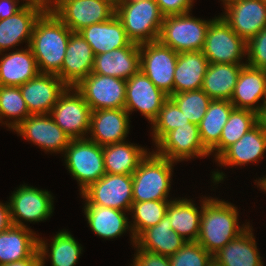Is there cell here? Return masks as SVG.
<instances>
[{
  "mask_svg": "<svg viewBox=\"0 0 266 266\" xmlns=\"http://www.w3.org/2000/svg\"><path fill=\"white\" fill-rule=\"evenodd\" d=\"M186 242L172 229L170 220L165 215L157 225L143 230L135 238L134 247L170 257L180 250Z\"/></svg>",
  "mask_w": 266,
  "mask_h": 266,
  "instance_id": "29",
  "label": "cell"
},
{
  "mask_svg": "<svg viewBox=\"0 0 266 266\" xmlns=\"http://www.w3.org/2000/svg\"><path fill=\"white\" fill-rule=\"evenodd\" d=\"M52 239L48 244L46 240L38 238V251L42 266L47 257L51 260V266H75L83 251L79 242L65 229L55 234Z\"/></svg>",
  "mask_w": 266,
  "mask_h": 266,
  "instance_id": "34",
  "label": "cell"
},
{
  "mask_svg": "<svg viewBox=\"0 0 266 266\" xmlns=\"http://www.w3.org/2000/svg\"><path fill=\"white\" fill-rule=\"evenodd\" d=\"M256 125L255 112L234 108L224 125L219 143L210 151V155L213 153L214 160H216L229 146L237 142Z\"/></svg>",
  "mask_w": 266,
  "mask_h": 266,
  "instance_id": "37",
  "label": "cell"
},
{
  "mask_svg": "<svg viewBox=\"0 0 266 266\" xmlns=\"http://www.w3.org/2000/svg\"><path fill=\"white\" fill-rule=\"evenodd\" d=\"M221 14L230 28L246 42L266 27V3L263 0H237Z\"/></svg>",
  "mask_w": 266,
  "mask_h": 266,
  "instance_id": "17",
  "label": "cell"
},
{
  "mask_svg": "<svg viewBox=\"0 0 266 266\" xmlns=\"http://www.w3.org/2000/svg\"><path fill=\"white\" fill-rule=\"evenodd\" d=\"M209 64L202 51L178 53L174 71V94L201 89Z\"/></svg>",
  "mask_w": 266,
  "mask_h": 266,
  "instance_id": "30",
  "label": "cell"
},
{
  "mask_svg": "<svg viewBox=\"0 0 266 266\" xmlns=\"http://www.w3.org/2000/svg\"><path fill=\"white\" fill-rule=\"evenodd\" d=\"M132 187V175L106 173L80 195L85 200L84 205H99L127 213L133 203Z\"/></svg>",
  "mask_w": 266,
  "mask_h": 266,
  "instance_id": "10",
  "label": "cell"
},
{
  "mask_svg": "<svg viewBox=\"0 0 266 266\" xmlns=\"http://www.w3.org/2000/svg\"><path fill=\"white\" fill-rule=\"evenodd\" d=\"M178 53L159 41L140 45V70L168 96L174 94Z\"/></svg>",
  "mask_w": 266,
  "mask_h": 266,
  "instance_id": "11",
  "label": "cell"
},
{
  "mask_svg": "<svg viewBox=\"0 0 266 266\" xmlns=\"http://www.w3.org/2000/svg\"><path fill=\"white\" fill-rule=\"evenodd\" d=\"M170 200H152L133 202L130 212L133 223L130 224L132 234L136 238L143 230L157 225L167 213Z\"/></svg>",
  "mask_w": 266,
  "mask_h": 266,
  "instance_id": "39",
  "label": "cell"
},
{
  "mask_svg": "<svg viewBox=\"0 0 266 266\" xmlns=\"http://www.w3.org/2000/svg\"><path fill=\"white\" fill-rule=\"evenodd\" d=\"M164 16L185 14L191 11L194 0H155Z\"/></svg>",
  "mask_w": 266,
  "mask_h": 266,
  "instance_id": "45",
  "label": "cell"
},
{
  "mask_svg": "<svg viewBox=\"0 0 266 266\" xmlns=\"http://www.w3.org/2000/svg\"><path fill=\"white\" fill-rule=\"evenodd\" d=\"M234 108L229 100L210 101L198 125L201 141L209 152L219 143L224 125Z\"/></svg>",
  "mask_w": 266,
  "mask_h": 266,
  "instance_id": "36",
  "label": "cell"
},
{
  "mask_svg": "<svg viewBox=\"0 0 266 266\" xmlns=\"http://www.w3.org/2000/svg\"><path fill=\"white\" fill-rule=\"evenodd\" d=\"M13 131L50 153L63 154L72 140L50 114L29 115Z\"/></svg>",
  "mask_w": 266,
  "mask_h": 266,
  "instance_id": "15",
  "label": "cell"
},
{
  "mask_svg": "<svg viewBox=\"0 0 266 266\" xmlns=\"http://www.w3.org/2000/svg\"><path fill=\"white\" fill-rule=\"evenodd\" d=\"M25 4H31L41 7L44 11H52L56 0H23Z\"/></svg>",
  "mask_w": 266,
  "mask_h": 266,
  "instance_id": "50",
  "label": "cell"
},
{
  "mask_svg": "<svg viewBox=\"0 0 266 266\" xmlns=\"http://www.w3.org/2000/svg\"><path fill=\"white\" fill-rule=\"evenodd\" d=\"M257 186L266 193V176L265 177H261L260 179H258L257 182Z\"/></svg>",
  "mask_w": 266,
  "mask_h": 266,
  "instance_id": "51",
  "label": "cell"
},
{
  "mask_svg": "<svg viewBox=\"0 0 266 266\" xmlns=\"http://www.w3.org/2000/svg\"><path fill=\"white\" fill-rule=\"evenodd\" d=\"M61 70L56 74L68 87H75L93 70L95 55L79 32H72Z\"/></svg>",
  "mask_w": 266,
  "mask_h": 266,
  "instance_id": "20",
  "label": "cell"
},
{
  "mask_svg": "<svg viewBox=\"0 0 266 266\" xmlns=\"http://www.w3.org/2000/svg\"><path fill=\"white\" fill-rule=\"evenodd\" d=\"M68 86L55 74L39 73L19 86L31 115L50 114Z\"/></svg>",
  "mask_w": 266,
  "mask_h": 266,
  "instance_id": "18",
  "label": "cell"
},
{
  "mask_svg": "<svg viewBox=\"0 0 266 266\" xmlns=\"http://www.w3.org/2000/svg\"><path fill=\"white\" fill-rule=\"evenodd\" d=\"M155 148L158 155L176 163L210 155L201 141L198 125L190 122L168 132Z\"/></svg>",
  "mask_w": 266,
  "mask_h": 266,
  "instance_id": "14",
  "label": "cell"
},
{
  "mask_svg": "<svg viewBox=\"0 0 266 266\" xmlns=\"http://www.w3.org/2000/svg\"><path fill=\"white\" fill-rule=\"evenodd\" d=\"M245 64L210 63L205 73L202 90L212 100L232 97L241 69Z\"/></svg>",
  "mask_w": 266,
  "mask_h": 266,
  "instance_id": "33",
  "label": "cell"
},
{
  "mask_svg": "<svg viewBox=\"0 0 266 266\" xmlns=\"http://www.w3.org/2000/svg\"><path fill=\"white\" fill-rule=\"evenodd\" d=\"M266 152V134L256 125L237 142L229 146L217 159L219 166H243L258 163Z\"/></svg>",
  "mask_w": 266,
  "mask_h": 266,
  "instance_id": "24",
  "label": "cell"
},
{
  "mask_svg": "<svg viewBox=\"0 0 266 266\" xmlns=\"http://www.w3.org/2000/svg\"><path fill=\"white\" fill-rule=\"evenodd\" d=\"M220 1H222L223 5L225 6V5H228V4H230V3L234 2V1H237V0H220Z\"/></svg>",
  "mask_w": 266,
  "mask_h": 266,
  "instance_id": "52",
  "label": "cell"
},
{
  "mask_svg": "<svg viewBox=\"0 0 266 266\" xmlns=\"http://www.w3.org/2000/svg\"><path fill=\"white\" fill-rule=\"evenodd\" d=\"M140 70V45L129 46L95 55L92 73L128 80Z\"/></svg>",
  "mask_w": 266,
  "mask_h": 266,
  "instance_id": "23",
  "label": "cell"
},
{
  "mask_svg": "<svg viewBox=\"0 0 266 266\" xmlns=\"http://www.w3.org/2000/svg\"><path fill=\"white\" fill-rule=\"evenodd\" d=\"M52 11L72 32H79L112 18L116 0H56Z\"/></svg>",
  "mask_w": 266,
  "mask_h": 266,
  "instance_id": "7",
  "label": "cell"
},
{
  "mask_svg": "<svg viewBox=\"0 0 266 266\" xmlns=\"http://www.w3.org/2000/svg\"><path fill=\"white\" fill-rule=\"evenodd\" d=\"M200 201L201 208L196 207L192 199L187 198H176L168 204L166 216L170 220V225L187 242L197 241L199 236L203 199Z\"/></svg>",
  "mask_w": 266,
  "mask_h": 266,
  "instance_id": "32",
  "label": "cell"
},
{
  "mask_svg": "<svg viewBox=\"0 0 266 266\" xmlns=\"http://www.w3.org/2000/svg\"><path fill=\"white\" fill-rule=\"evenodd\" d=\"M171 266H208L212 255L197 241H188L174 255L169 257Z\"/></svg>",
  "mask_w": 266,
  "mask_h": 266,
  "instance_id": "42",
  "label": "cell"
},
{
  "mask_svg": "<svg viewBox=\"0 0 266 266\" xmlns=\"http://www.w3.org/2000/svg\"><path fill=\"white\" fill-rule=\"evenodd\" d=\"M212 20L185 14L165 16L158 41L177 53L202 51L207 30Z\"/></svg>",
  "mask_w": 266,
  "mask_h": 266,
  "instance_id": "5",
  "label": "cell"
},
{
  "mask_svg": "<svg viewBox=\"0 0 266 266\" xmlns=\"http://www.w3.org/2000/svg\"><path fill=\"white\" fill-rule=\"evenodd\" d=\"M208 266H220V265H218L214 261H212Z\"/></svg>",
  "mask_w": 266,
  "mask_h": 266,
  "instance_id": "53",
  "label": "cell"
},
{
  "mask_svg": "<svg viewBox=\"0 0 266 266\" xmlns=\"http://www.w3.org/2000/svg\"><path fill=\"white\" fill-rule=\"evenodd\" d=\"M0 55V86L19 87L40 73L29 46Z\"/></svg>",
  "mask_w": 266,
  "mask_h": 266,
  "instance_id": "28",
  "label": "cell"
},
{
  "mask_svg": "<svg viewBox=\"0 0 266 266\" xmlns=\"http://www.w3.org/2000/svg\"><path fill=\"white\" fill-rule=\"evenodd\" d=\"M37 236L30 228L14 225L0 232V265L29 258L38 249Z\"/></svg>",
  "mask_w": 266,
  "mask_h": 266,
  "instance_id": "31",
  "label": "cell"
},
{
  "mask_svg": "<svg viewBox=\"0 0 266 266\" xmlns=\"http://www.w3.org/2000/svg\"><path fill=\"white\" fill-rule=\"evenodd\" d=\"M264 74H265V81H266V67L263 68Z\"/></svg>",
  "mask_w": 266,
  "mask_h": 266,
  "instance_id": "54",
  "label": "cell"
},
{
  "mask_svg": "<svg viewBox=\"0 0 266 266\" xmlns=\"http://www.w3.org/2000/svg\"><path fill=\"white\" fill-rule=\"evenodd\" d=\"M83 210L89 227L97 236L106 240L114 239L128 230L131 233V243H133V246L135 245V237L130 226L131 222L125 211L99 205H84Z\"/></svg>",
  "mask_w": 266,
  "mask_h": 266,
  "instance_id": "26",
  "label": "cell"
},
{
  "mask_svg": "<svg viewBox=\"0 0 266 266\" xmlns=\"http://www.w3.org/2000/svg\"><path fill=\"white\" fill-rule=\"evenodd\" d=\"M257 126L266 134V102L256 112Z\"/></svg>",
  "mask_w": 266,
  "mask_h": 266,
  "instance_id": "49",
  "label": "cell"
},
{
  "mask_svg": "<svg viewBox=\"0 0 266 266\" xmlns=\"http://www.w3.org/2000/svg\"><path fill=\"white\" fill-rule=\"evenodd\" d=\"M252 232L249 225L238 237L212 255L213 261L220 266H263Z\"/></svg>",
  "mask_w": 266,
  "mask_h": 266,
  "instance_id": "27",
  "label": "cell"
},
{
  "mask_svg": "<svg viewBox=\"0 0 266 266\" xmlns=\"http://www.w3.org/2000/svg\"><path fill=\"white\" fill-rule=\"evenodd\" d=\"M247 42L239 37L219 15L207 30L203 54L209 63L246 64Z\"/></svg>",
  "mask_w": 266,
  "mask_h": 266,
  "instance_id": "8",
  "label": "cell"
},
{
  "mask_svg": "<svg viewBox=\"0 0 266 266\" xmlns=\"http://www.w3.org/2000/svg\"><path fill=\"white\" fill-rule=\"evenodd\" d=\"M168 98L141 70L126 80L124 109L128 114L135 110L140 111L151 124Z\"/></svg>",
  "mask_w": 266,
  "mask_h": 266,
  "instance_id": "16",
  "label": "cell"
},
{
  "mask_svg": "<svg viewBox=\"0 0 266 266\" xmlns=\"http://www.w3.org/2000/svg\"><path fill=\"white\" fill-rule=\"evenodd\" d=\"M131 266H171L169 256L160 255L140 248H135Z\"/></svg>",
  "mask_w": 266,
  "mask_h": 266,
  "instance_id": "44",
  "label": "cell"
},
{
  "mask_svg": "<svg viewBox=\"0 0 266 266\" xmlns=\"http://www.w3.org/2000/svg\"><path fill=\"white\" fill-rule=\"evenodd\" d=\"M79 33L91 46L94 55L126 47L132 43L116 14L107 21L83 28Z\"/></svg>",
  "mask_w": 266,
  "mask_h": 266,
  "instance_id": "25",
  "label": "cell"
},
{
  "mask_svg": "<svg viewBox=\"0 0 266 266\" xmlns=\"http://www.w3.org/2000/svg\"><path fill=\"white\" fill-rule=\"evenodd\" d=\"M169 98L183 112L190 123L199 125L212 100L202 89L172 94Z\"/></svg>",
  "mask_w": 266,
  "mask_h": 266,
  "instance_id": "40",
  "label": "cell"
},
{
  "mask_svg": "<svg viewBox=\"0 0 266 266\" xmlns=\"http://www.w3.org/2000/svg\"><path fill=\"white\" fill-rule=\"evenodd\" d=\"M261 99L262 104L259 102ZM230 102L237 109H247L256 113L266 102L263 69L245 64L239 73Z\"/></svg>",
  "mask_w": 266,
  "mask_h": 266,
  "instance_id": "22",
  "label": "cell"
},
{
  "mask_svg": "<svg viewBox=\"0 0 266 266\" xmlns=\"http://www.w3.org/2000/svg\"><path fill=\"white\" fill-rule=\"evenodd\" d=\"M238 208L222 199L203 198L200 231L197 242L211 255L222 249L249 227L239 226Z\"/></svg>",
  "mask_w": 266,
  "mask_h": 266,
  "instance_id": "2",
  "label": "cell"
},
{
  "mask_svg": "<svg viewBox=\"0 0 266 266\" xmlns=\"http://www.w3.org/2000/svg\"><path fill=\"white\" fill-rule=\"evenodd\" d=\"M9 202H0V232L7 230L12 226Z\"/></svg>",
  "mask_w": 266,
  "mask_h": 266,
  "instance_id": "48",
  "label": "cell"
},
{
  "mask_svg": "<svg viewBox=\"0 0 266 266\" xmlns=\"http://www.w3.org/2000/svg\"><path fill=\"white\" fill-rule=\"evenodd\" d=\"M91 112V108L75 87H67L59 96L50 115L71 139H84L89 137Z\"/></svg>",
  "mask_w": 266,
  "mask_h": 266,
  "instance_id": "9",
  "label": "cell"
},
{
  "mask_svg": "<svg viewBox=\"0 0 266 266\" xmlns=\"http://www.w3.org/2000/svg\"><path fill=\"white\" fill-rule=\"evenodd\" d=\"M246 64L263 69L266 67V27L247 41Z\"/></svg>",
  "mask_w": 266,
  "mask_h": 266,
  "instance_id": "43",
  "label": "cell"
},
{
  "mask_svg": "<svg viewBox=\"0 0 266 266\" xmlns=\"http://www.w3.org/2000/svg\"><path fill=\"white\" fill-rule=\"evenodd\" d=\"M116 15L132 43L158 41L165 16L155 0H116Z\"/></svg>",
  "mask_w": 266,
  "mask_h": 266,
  "instance_id": "3",
  "label": "cell"
},
{
  "mask_svg": "<svg viewBox=\"0 0 266 266\" xmlns=\"http://www.w3.org/2000/svg\"><path fill=\"white\" fill-rule=\"evenodd\" d=\"M66 168L80 186V194L106 174L103 146L87 138L72 139L63 153Z\"/></svg>",
  "mask_w": 266,
  "mask_h": 266,
  "instance_id": "6",
  "label": "cell"
},
{
  "mask_svg": "<svg viewBox=\"0 0 266 266\" xmlns=\"http://www.w3.org/2000/svg\"><path fill=\"white\" fill-rule=\"evenodd\" d=\"M174 163L149 151L132 174L133 202L168 200Z\"/></svg>",
  "mask_w": 266,
  "mask_h": 266,
  "instance_id": "4",
  "label": "cell"
},
{
  "mask_svg": "<svg viewBox=\"0 0 266 266\" xmlns=\"http://www.w3.org/2000/svg\"><path fill=\"white\" fill-rule=\"evenodd\" d=\"M20 0H0V20L6 19L20 11L25 3L19 5Z\"/></svg>",
  "mask_w": 266,
  "mask_h": 266,
  "instance_id": "46",
  "label": "cell"
},
{
  "mask_svg": "<svg viewBox=\"0 0 266 266\" xmlns=\"http://www.w3.org/2000/svg\"><path fill=\"white\" fill-rule=\"evenodd\" d=\"M189 123L178 106L168 98L152 122V139L155 145L170 131Z\"/></svg>",
  "mask_w": 266,
  "mask_h": 266,
  "instance_id": "41",
  "label": "cell"
},
{
  "mask_svg": "<svg viewBox=\"0 0 266 266\" xmlns=\"http://www.w3.org/2000/svg\"><path fill=\"white\" fill-rule=\"evenodd\" d=\"M71 33L53 11H44L36 20L29 47L40 73L56 75L61 70Z\"/></svg>",
  "mask_w": 266,
  "mask_h": 266,
  "instance_id": "1",
  "label": "cell"
},
{
  "mask_svg": "<svg viewBox=\"0 0 266 266\" xmlns=\"http://www.w3.org/2000/svg\"><path fill=\"white\" fill-rule=\"evenodd\" d=\"M129 116L124 108L92 111L87 139L100 146L124 142L130 129Z\"/></svg>",
  "mask_w": 266,
  "mask_h": 266,
  "instance_id": "19",
  "label": "cell"
},
{
  "mask_svg": "<svg viewBox=\"0 0 266 266\" xmlns=\"http://www.w3.org/2000/svg\"><path fill=\"white\" fill-rule=\"evenodd\" d=\"M29 115V110L17 86H0V123L14 130ZM7 118L8 121H2ZM9 120H11L9 122Z\"/></svg>",
  "mask_w": 266,
  "mask_h": 266,
  "instance_id": "38",
  "label": "cell"
},
{
  "mask_svg": "<svg viewBox=\"0 0 266 266\" xmlns=\"http://www.w3.org/2000/svg\"><path fill=\"white\" fill-rule=\"evenodd\" d=\"M0 266H42V260L38 249L29 257Z\"/></svg>",
  "mask_w": 266,
  "mask_h": 266,
  "instance_id": "47",
  "label": "cell"
},
{
  "mask_svg": "<svg viewBox=\"0 0 266 266\" xmlns=\"http://www.w3.org/2000/svg\"><path fill=\"white\" fill-rule=\"evenodd\" d=\"M75 89L83 96L91 111L125 108V79L91 72Z\"/></svg>",
  "mask_w": 266,
  "mask_h": 266,
  "instance_id": "12",
  "label": "cell"
},
{
  "mask_svg": "<svg viewBox=\"0 0 266 266\" xmlns=\"http://www.w3.org/2000/svg\"><path fill=\"white\" fill-rule=\"evenodd\" d=\"M44 10L36 5L25 6L14 15L0 20V53L27 42L30 44L36 20Z\"/></svg>",
  "mask_w": 266,
  "mask_h": 266,
  "instance_id": "21",
  "label": "cell"
},
{
  "mask_svg": "<svg viewBox=\"0 0 266 266\" xmlns=\"http://www.w3.org/2000/svg\"><path fill=\"white\" fill-rule=\"evenodd\" d=\"M148 151L127 141L103 146L105 171L108 174L132 175Z\"/></svg>",
  "mask_w": 266,
  "mask_h": 266,
  "instance_id": "35",
  "label": "cell"
},
{
  "mask_svg": "<svg viewBox=\"0 0 266 266\" xmlns=\"http://www.w3.org/2000/svg\"><path fill=\"white\" fill-rule=\"evenodd\" d=\"M9 199L11 221L14 226L29 228L24 222L45 221L54 210V197L49 191L25 184L19 186Z\"/></svg>",
  "mask_w": 266,
  "mask_h": 266,
  "instance_id": "13",
  "label": "cell"
}]
</instances>
